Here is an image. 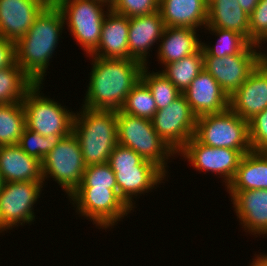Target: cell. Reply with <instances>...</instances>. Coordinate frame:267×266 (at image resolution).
Here are the masks:
<instances>
[{"label":"cell","mask_w":267,"mask_h":266,"mask_svg":"<svg viewBox=\"0 0 267 266\" xmlns=\"http://www.w3.org/2000/svg\"><path fill=\"white\" fill-rule=\"evenodd\" d=\"M87 57L92 59V68L82 106L96 110H121L127 95L141 80L145 65L135 59Z\"/></svg>","instance_id":"1"},{"label":"cell","mask_w":267,"mask_h":266,"mask_svg":"<svg viewBox=\"0 0 267 266\" xmlns=\"http://www.w3.org/2000/svg\"><path fill=\"white\" fill-rule=\"evenodd\" d=\"M63 29L61 10L57 5H48L27 33L15 42L16 63L35 84H43Z\"/></svg>","instance_id":"2"},{"label":"cell","mask_w":267,"mask_h":266,"mask_svg":"<svg viewBox=\"0 0 267 266\" xmlns=\"http://www.w3.org/2000/svg\"><path fill=\"white\" fill-rule=\"evenodd\" d=\"M81 108L75 113L72 133L79 142L84 163H108L118 144L117 111Z\"/></svg>","instance_id":"3"},{"label":"cell","mask_w":267,"mask_h":266,"mask_svg":"<svg viewBox=\"0 0 267 266\" xmlns=\"http://www.w3.org/2000/svg\"><path fill=\"white\" fill-rule=\"evenodd\" d=\"M108 164L115 173L119 196L132 210H135L134 198L152 192L167 179L158 166L144 160L131 148L119 144L110 154Z\"/></svg>","instance_id":"4"},{"label":"cell","mask_w":267,"mask_h":266,"mask_svg":"<svg viewBox=\"0 0 267 266\" xmlns=\"http://www.w3.org/2000/svg\"><path fill=\"white\" fill-rule=\"evenodd\" d=\"M118 144L131 148L144 160L158 166L168 174V160L177 155L157 134L152 121L117 111Z\"/></svg>","instance_id":"5"},{"label":"cell","mask_w":267,"mask_h":266,"mask_svg":"<svg viewBox=\"0 0 267 266\" xmlns=\"http://www.w3.org/2000/svg\"><path fill=\"white\" fill-rule=\"evenodd\" d=\"M194 137L203 145L239 150L243 155L252 151L249 121L230 108L214 114L197 117Z\"/></svg>","instance_id":"6"},{"label":"cell","mask_w":267,"mask_h":266,"mask_svg":"<svg viewBox=\"0 0 267 266\" xmlns=\"http://www.w3.org/2000/svg\"><path fill=\"white\" fill-rule=\"evenodd\" d=\"M42 88V84H35L22 101L26 128L43 136L70 135L75 112L68 110L54 99L44 96L40 92Z\"/></svg>","instance_id":"7"},{"label":"cell","mask_w":267,"mask_h":266,"mask_svg":"<svg viewBox=\"0 0 267 266\" xmlns=\"http://www.w3.org/2000/svg\"><path fill=\"white\" fill-rule=\"evenodd\" d=\"M56 5L71 36L90 55L98 47L102 24L110 8L94 0H60Z\"/></svg>","instance_id":"8"},{"label":"cell","mask_w":267,"mask_h":266,"mask_svg":"<svg viewBox=\"0 0 267 266\" xmlns=\"http://www.w3.org/2000/svg\"><path fill=\"white\" fill-rule=\"evenodd\" d=\"M43 180L52 177L69 197L80 185L86 165L75 135L62 140L42 160Z\"/></svg>","instance_id":"9"},{"label":"cell","mask_w":267,"mask_h":266,"mask_svg":"<svg viewBox=\"0 0 267 266\" xmlns=\"http://www.w3.org/2000/svg\"><path fill=\"white\" fill-rule=\"evenodd\" d=\"M68 199L77 214L87 217V220L93 221V225L104 230L117 225L132 211L119 196L118 190L76 189Z\"/></svg>","instance_id":"10"},{"label":"cell","mask_w":267,"mask_h":266,"mask_svg":"<svg viewBox=\"0 0 267 266\" xmlns=\"http://www.w3.org/2000/svg\"><path fill=\"white\" fill-rule=\"evenodd\" d=\"M44 182H6L0 190V233L35 221L34 205Z\"/></svg>","instance_id":"11"},{"label":"cell","mask_w":267,"mask_h":266,"mask_svg":"<svg viewBox=\"0 0 267 266\" xmlns=\"http://www.w3.org/2000/svg\"><path fill=\"white\" fill-rule=\"evenodd\" d=\"M151 121L157 134L178 153L195 135L197 116L182 94L165 108L157 110Z\"/></svg>","instance_id":"12"},{"label":"cell","mask_w":267,"mask_h":266,"mask_svg":"<svg viewBox=\"0 0 267 266\" xmlns=\"http://www.w3.org/2000/svg\"><path fill=\"white\" fill-rule=\"evenodd\" d=\"M256 44H249L241 53L222 58L203 56L204 69L219 83L230 97L262 61V54ZM258 51V52H257Z\"/></svg>","instance_id":"13"},{"label":"cell","mask_w":267,"mask_h":266,"mask_svg":"<svg viewBox=\"0 0 267 266\" xmlns=\"http://www.w3.org/2000/svg\"><path fill=\"white\" fill-rule=\"evenodd\" d=\"M199 172H212L223 178L227 187L232 181L243 154L231 148L209 147L200 143L194 136L177 153ZM216 173V174H215Z\"/></svg>","instance_id":"14"},{"label":"cell","mask_w":267,"mask_h":266,"mask_svg":"<svg viewBox=\"0 0 267 266\" xmlns=\"http://www.w3.org/2000/svg\"><path fill=\"white\" fill-rule=\"evenodd\" d=\"M267 107V65L261 61L247 80L229 97V108L251 120Z\"/></svg>","instance_id":"15"},{"label":"cell","mask_w":267,"mask_h":266,"mask_svg":"<svg viewBox=\"0 0 267 266\" xmlns=\"http://www.w3.org/2000/svg\"><path fill=\"white\" fill-rule=\"evenodd\" d=\"M48 5L44 0H0V37L16 42Z\"/></svg>","instance_id":"16"},{"label":"cell","mask_w":267,"mask_h":266,"mask_svg":"<svg viewBox=\"0 0 267 266\" xmlns=\"http://www.w3.org/2000/svg\"><path fill=\"white\" fill-rule=\"evenodd\" d=\"M183 95L197 117L221 113L229 108V96L205 69L195 77Z\"/></svg>","instance_id":"17"},{"label":"cell","mask_w":267,"mask_h":266,"mask_svg":"<svg viewBox=\"0 0 267 266\" xmlns=\"http://www.w3.org/2000/svg\"><path fill=\"white\" fill-rule=\"evenodd\" d=\"M244 231L267 236V190L227 191Z\"/></svg>","instance_id":"18"},{"label":"cell","mask_w":267,"mask_h":266,"mask_svg":"<svg viewBox=\"0 0 267 266\" xmlns=\"http://www.w3.org/2000/svg\"><path fill=\"white\" fill-rule=\"evenodd\" d=\"M165 27L159 11L129 18V59L147 65L149 51L153 49V44L160 42Z\"/></svg>","instance_id":"19"},{"label":"cell","mask_w":267,"mask_h":266,"mask_svg":"<svg viewBox=\"0 0 267 266\" xmlns=\"http://www.w3.org/2000/svg\"><path fill=\"white\" fill-rule=\"evenodd\" d=\"M129 18L111 9L105 15L98 47L91 56L105 59H129Z\"/></svg>","instance_id":"20"},{"label":"cell","mask_w":267,"mask_h":266,"mask_svg":"<svg viewBox=\"0 0 267 266\" xmlns=\"http://www.w3.org/2000/svg\"><path fill=\"white\" fill-rule=\"evenodd\" d=\"M158 11L166 27L199 30L207 25L208 0H159Z\"/></svg>","instance_id":"21"},{"label":"cell","mask_w":267,"mask_h":266,"mask_svg":"<svg viewBox=\"0 0 267 266\" xmlns=\"http://www.w3.org/2000/svg\"><path fill=\"white\" fill-rule=\"evenodd\" d=\"M0 172L6 182H44L42 164L18 145L0 146Z\"/></svg>","instance_id":"22"},{"label":"cell","mask_w":267,"mask_h":266,"mask_svg":"<svg viewBox=\"0 0 267 266\" xmlns=\"http://www.w3.org/2000/svg\"><path fill=\"white\" fill-rule=\"evenodd\" d=\"M160 40L157 58L162 67L196 53L202 46L197 29L189 27H165Z\"/></svg>","instance_id":"23"},{"label":"cell","mask_w":267,"mask_h":266,"mask_svg":"<svg viewBox=\"0 0 267 266\" xmlns=\"http://www.w3.org/2000/svg\"><path fill=\"white\" fill-rule=\"evenodd\" d=\"M227 191L267 190V151L243 155Z\"/></svg>","instance_id":"24"},{"label":"cell","mask_w":267,"mask_h":266,"mask_svg":"<svg viewBox=\"0 0 267 266\" xmlns=\"http://www.w3.org/2000/svg\"><path fill=\"white\" fill-rule=\"evenodd\" d=\"M205 27L235 31L250 42L249 15L238 0H208V17Z\"/></svg>","instance_id":"25"},{"label":"cell","mask_w":267,"mask_h":266,"mask_svg":"<svg viewBox=\"0 0 267 266\" xmlns=\"http://www.w3.org/2000/svg\"><path fill=\"white\" fill-rule=\"evenodd\" d=\"M35 82L15 62L0 70V104L22 102Z\"/></svg>","instance_id":"26"},{"label":"cell","mask_w":267,"mask_h":266,"mask_svg":"<svg viewBox=\"0 0 267 266\" xmlns=\"http://www.w3.org/2000/svg\"><path fill=\"white\" fill-rule=\"evenodd\" d=\"M160 71L183 94L195 77L204 69V57L202 47L189 56L165 64Z\"/></svg>","instance_id":"27"},{"label":"cell","mask_w":267,"mask_h":266,"mask_svg":"<svg viewBox=\"0 0 267 266\" xmlns=\"http://www.w3.org/2000/svg\"><path fill=\"white\" fill-rule=\"evenodd\" d=\"M25 127L22 102L0 104V146L17 145Z\"/></svg>","instance_id":"28"},{"label":"cell","mask_w":267,"mask_h":266,"mask_svg":"<svg viewBox=\"0 0 267 266\" xmlns=\"http://www.w3.org/2000/svg\"><path fill=\"white\" fill-rule=\"evenodd\" d=\"M204 30H209L211 34L217 36V42L215 46L204 44L202 42L203 56H216L222 58L227 55H235L241 53L250 42L241 34L232 31L216 27H204ZM219 37V38H218Z\"/></svg>","instance_id":"29"},{"label":"cell","mask_w":267,"mask_h":266,"mask_svg":"<svg viewBox=\"0 0 267 266\" xmlns=\"http://www.w3.org/2000/svg\"><path fill=\"white\" fill-rule=\"evenodd\" d=\"M148 70V65H145L141 73V80L149 87L156 102L157 110L165 108L182 95L176 86L160 71L150 73Z\"/></svg>","instance_id":"30"},{"label":"cell","mask_w":267,"mask_h":266,"mask_svg":"<svg viewBox=\"0 0 267 266\" xmlns=\"http://www.w3.org/2000/svg\"><path fill=\"white\" fill-rule=\"evenodd\" d=\"M121 111L152 120L157 111V106L149 87L142 80H140L127 95Z\"/></svg>","instance_id":"31"},{"label":"cell","mask_w":267,"mask_h":266,"mask_svg":"<svg viewBox=\"0 0 267 266\" xmlns=\"http://www.w3.org/2000/svg\"><path fill=\"white\" fill-rule=\"evenodd\" d=\"M68 135L50 134L43 136L39 133L24 128L18 146L28 155L42 162L50 151Z\"/></svg>","instance_id":"32"},{"label":"cell","mask_w":267,"mask_h":266,"mask_svg":"<svg viewBox=\"0 0 267 266\" xmlns=\"http://www.w3.org/2000/svg\"><path fill=\"white\" fill-rule=\"evenodd\" d=\"M77 189L118 190L115 173L108 163L86 166L83 180Z\"/></svg>","instance_id":"33"},{"label":"cell","mask_w":267,"mask_h":266,"mask_svg":"<svg viewBox=\"0 0 267 266\" xmlns=\"http://www.w3.org/2000/svg\"><path fill=\"white\" fill-rule=\"evenodd\" d=\"M159 0H116L111 8L128 18L149 15L158 11Z\"/></svg>","instance_id":"34"},{"label":"cell","mask_w":267,"mask_h":266,"mask_svg":"<svg viewBox=\"0 0 267 266\" xmlns=\"http://www.w3.org/2000/svg\"><path fill=\"white\" fill-rule=\"evenodd\" d=\"M249 138L253 151H267V107L249 120Z\"/></svg>","instance_id":"35"},{"label":"cell","mask_w":267,"mask_h":266,"mask_svg":"<svg viewBox=\"0 0 267 266\" xmlns=\"http://www.w3.org/2000/svg\"><path fill=\"white\" fill-rule=\"evenodd\" d=\"M250 43L258 44L267 35V0H260L249 15Z\"/></svg>","instance_id":"36"},{"label":"cell","mask_w":267,"mask_h":266,"mask_svg":"<svg viewBox=\"0 0 267 266\" xmlns=\"http://www.w3.org/2000/svg\"><path fill=\"white\" fill-rule=\"evenodd\" d=\"M16 62L15 42L0 37V70Z\"/></svg>","instance_id":"37"},{"label":"cell","mask_w":267,"mask_h":266,"mask_svg":"<svg viewBox=\"0 0 267 266\" xmlns=\"http://www.w3.org/2000/svg\"><path fill=\"white\" fill-rule=\"evenodd\" d=\"M260 0H238L240 7L247 15H250Z\"/></svg>","instance_id":"38"},{"label":"cell","mask_w":267,"mask_h":266,"mask_svg":"<svg viewBox=\"0 0 267 266\" xmlns=\"http://www.w3.org/2000/svg\"><path fill=\"white\" fill-rule=\"evenodd\" d=\"M254 255L257 257L252 259L253 261L251 262L250 266H267V254L260 253L259 255Z\"/></svg>","instance_id":"39"},{"label":"cell","mask_w":267,"mask_h":266,"mask_svg":"<svg viewBox=\"0 0 267 266\" xmlns=\"http://www.w3.org/2000/svg\"><path fill=\"white\" fill-rule=\"evenodd\" d=\"M94 1L101 2L111 9L113 7V5L115 4L116 0H94Z\"/></svg>","instance_id":"40"},{"label":"cell","mask_w":267,"mask_h":266,"mask_svg":"<svg viewBox=\"0 0 267 266\" xmlns=\"http://www.w3.org/2000/svg\"><path fill=\"white\" fill-rule=\"evenodd\" d=\"M263 42V43H262ZM267 42V35L257 44V46L259 47L258 49L260 50L261 54H263L262 50L264 51V47L261 48V46ZM262 49V50H261Z\"/></svg>","instance_id":"41"},{"label":"cell","mask_w":267,"mask_h":266,"mask_svg":"<svg viewBox=\"0 0 267 266\" xmlns=\"http://www.w3.org/2000/svg\"><path fill=\"white\" fill-rule=\"evenodd\" d=\"M49 5H56L60 0H44Z\"/></svg>","instance_id":"42"},{"label":"cell","mask_w":267,"mask_h":266,"mask_svg":"<svg viewBox=\"0 0 267 266\" xmlns=\"http://www.w3.org/2000/svg\"><path fill=\"white\" fill-rule=\"evenodd\" d=\"M266 51L263 52L262 54V61L267 65V53L265 54Z\"/></svg>","instance_id":"43"},{"label":"cell","mask_w":267,"mask_h":266,"mask_svg":"<svg viewBox=\"0 0 267 266\" xmlns=\"http://www.w3.org/2000/svg\"><path fill=\"white\" fill-rule=\"evenodd\" d=\"M3 185H4V181H3V178H2L1 172H0V190L3 188Z\"/></svg>","instance_id":"44"}]
</instances>
